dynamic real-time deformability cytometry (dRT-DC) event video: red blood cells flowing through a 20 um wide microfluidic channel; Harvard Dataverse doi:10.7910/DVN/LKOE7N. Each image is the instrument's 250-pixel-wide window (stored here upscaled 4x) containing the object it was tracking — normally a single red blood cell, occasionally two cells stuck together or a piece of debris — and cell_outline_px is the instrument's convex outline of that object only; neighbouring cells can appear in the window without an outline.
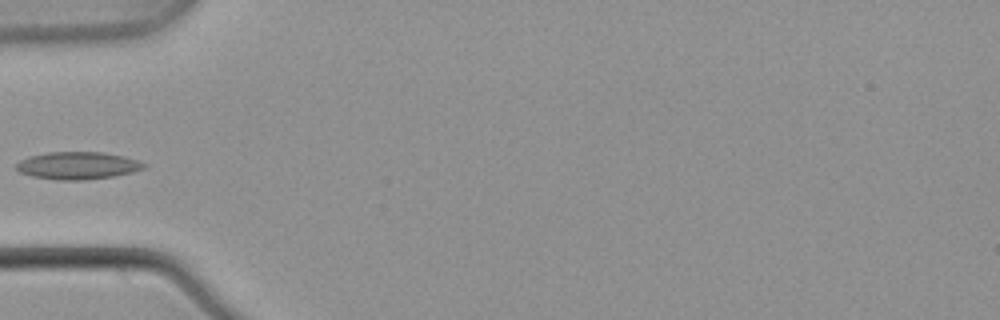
{"species": "common noctule bat (a hibernating species)", "species_latin": "Nyctalus noctula", "temperature_condition": "warm", "stored_images_in_passage": 5, "camera_frame_rate_fps": 3000, "um_per_image_px": 0.085, "animal": {"sex": "male", "body_mass_g": 21.5, "forearm_length_mm": 52.0}, "frame": {"image": 1, "passage_image": 5, "time_ms": 1.333, "image_size_px": [1000, 320], "cell_outline_px": [[148, 164], [144, 168], [132, 172], [112, 176], [84, 180], [56, 180], [32, 176], [20, 172], [16, 168], [16, 164], [20, 160], [28, 156], [48, 152], [104, 152], [124, 156]], "centroid_in_image_um": [6.59, 14.07], "position_along_channel_um": 78.4, "area_um2": 20.4}}